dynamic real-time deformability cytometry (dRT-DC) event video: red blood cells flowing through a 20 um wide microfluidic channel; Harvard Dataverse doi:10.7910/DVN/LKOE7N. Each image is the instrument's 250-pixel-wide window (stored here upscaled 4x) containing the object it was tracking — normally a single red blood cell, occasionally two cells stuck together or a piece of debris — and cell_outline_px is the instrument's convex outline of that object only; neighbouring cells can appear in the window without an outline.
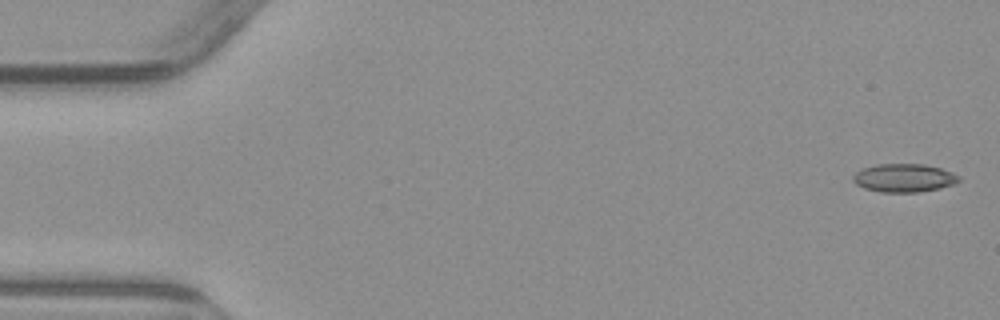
{"species": "common noctule bat (a hibernating species)", "species_latin": "Nyctalus noctula", "temperature_condition": "warm", "stored_images_in_passage": 4, "camera_frame_rate_fps": 3000, "um_per_image_px": 0.085, "animal": {"sex": "male", "body_mass_g": 23.1, "forearm_length_mm": 52.7}, "frame": {"image": 1, "passage_image": 1, "time_ms": 0.0, "image_size_px": [1000, 320], "cell_outline_px": [[960, 180], [952, 184], [940, 188], [920, 192], [880, 192], [864, 188], [856, 184], [852, 180], [852, 176], [856, 172], [864, 168], [876, 164], [924, 164], [940, 168], [952, 172], [960, 176]], "centroid_in_image_um": [76.83, 15.12], "position_along_channel_um": 8.2, "area_um2": 17.46}}
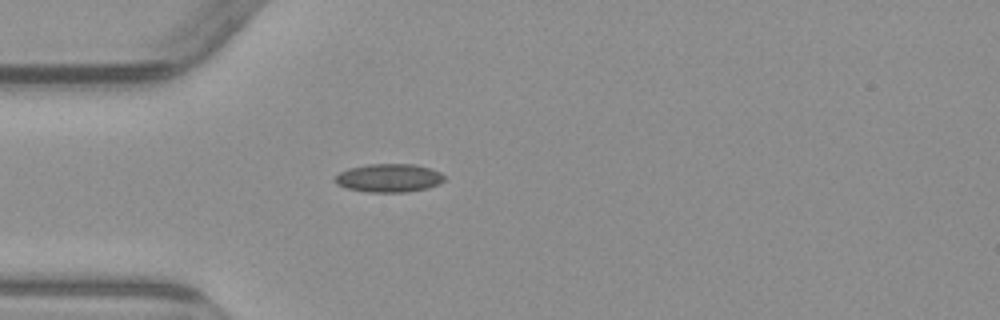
{"frame": {"image": 2, "passage_image": 4, "time_ms": 4.667, "image_size_px": [1000, 320], "cell_outline_px": [[444, 180], [440, 184], [428, 188], [404, 192], [368, 192], [348, 188], [336, 184], [332, 180], [340, 172], [348, 168], [368, 164], [412, 164], [428, 168], [440, 172], [444, 176]], "centroid_in_image_um": [33.04, 15.13], "position_along_channel_um": 52.0, "area_um2": 18.03}}